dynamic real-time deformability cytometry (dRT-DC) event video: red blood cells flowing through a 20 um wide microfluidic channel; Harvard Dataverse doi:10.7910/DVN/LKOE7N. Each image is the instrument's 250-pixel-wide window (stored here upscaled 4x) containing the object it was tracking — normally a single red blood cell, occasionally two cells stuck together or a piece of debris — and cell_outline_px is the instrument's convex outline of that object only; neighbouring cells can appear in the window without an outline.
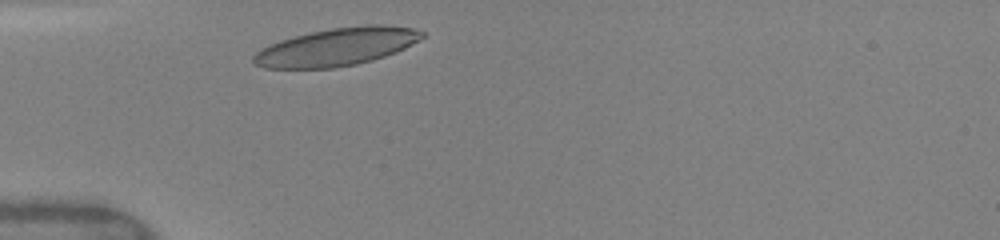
{"species": "human", "species_latin": "Homo sapiens", "temperature_condition": "warm", "stored_images_in_passage": 1, "camera_frame_rate_fps": 3000, "um_per_image_px": 0.085, "donor": {"sex": "female"}, "frame": {"image": 1, "passage_image": 1, "time_ms": 0.0, "image_size_px": [1000, 240], "cell_outline_px": [[424, 36], [404, 48], [396, 52], [372, 60], [356, 64], [336, 68], [264, 68], [256, 64], [252, 60], [252, 56], [260, 48], [268, 44], [280, 40], [312, 32], [332, 28], [368, 24], [380, 24], [412, 28], [424, 32]], "centroid_in_image_um": [28.59, 3.99], "position_along_channel_um": 56.4, "area_um2": 36.93}}